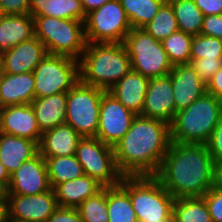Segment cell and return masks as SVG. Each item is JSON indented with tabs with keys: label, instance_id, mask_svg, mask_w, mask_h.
Masks as SVG:
<instances>
[{
	"label": "cell",
	"instance_id": "6da1fadb",
	"mask_svg": "<svg viewBox=\"0 0 222 222\" xmlns=\"http://www.w3.org/2000/svg\"><path fill=\"white\" fill-rule=\"evenodd\" d=\"M170 143V124L136 115L127 133L113 146L117 167L124 177L156 176Z\"/></svg>",
	"mask_w": 222,
	"mask_h": 222
},
{
	"label": "cell",
	"instance_id": "7a4b0ae2",
	"mask_svg": "<svg viewBox=\"0 0 222 222\" xmlns=\"http://www.w3.org/2000/svg\"><path fill=\"white\" fill-rule=\"evenodd\" d=\"M215 164L206 144L171 142L155 176L175 199L203 197L214 184Z\"/></svg>",
	"mask_w": 222,
	"mask_h": 222
},
{
	"label": "cell",
	"instance_id": "3957f363",
	"mask_svg": "<svg viewBox=\"0 0 222 222\" xmlns=\"http://www.w3.org/2000/svg\"><path fill=\"white\" fill-rule=\"evenodd\" d=\"M131 70L124 43H87L79 60L80 81L106 91Z\"/></svg>",
	"mask_w": 222,
	"mask_h": 222
},
{
	"label": "cell",
	"instance_id": "277c9868",
	"mask_svg": "<svg viewBox=\"0 0 222 222\" xmlns=\"http://www.w3.org/2000/svg\"><path fill=\"white\" fill-rule=\"evenodd\" d=\"M222 120V100L205 93L179 110L170 124L171 142L206 144Z\"/></svg>",
	"mask_w": 222,
	"mask_h": 222
},
{
	"label": "cell",
	"instance_id": "5b68a950",
	"mask_svg": "<svg viewBox=\"0 0 222 222\" xmlns=\"http://www.w3.org/2000/svg\"><path fill=\"white\" fill-rule=\"evenodd\" d=\"M138 222H172L175 198L155 176L123 177Z\"/></svg>",
	"mask_w": 222,
	"mask_h": 222
},
{
	"label": "cell",
	"instance_id": "8992f818",
	"mask_svg": "<svg viewBox=\"0 0 222 222\" xmlns=\"http://www.w3.org/2000/svg\"><path fill=\"white\" fill-rule=\"evenodd\" d=\"M34 36L45 46L47 54L80 60L87 46L84 21L32 16Z\"/></svg>",
	"mask_w": 222,
	"mask_h": 222
},
{
	"label": "cell",
	"instance_id": "52a82bcc",
	"mask_svg": "<svg viewBox=\"0 0 222 222\" xmlns=\"http://www.w3.org/2000/svg\"><path fill=\"white\" fill-rule=\"evenodd\" d=\"M132 70L148 78L168 75L173 65L169 62L162 42L144 28H133L124 40Z\"/></svg>",
	"mask_w": 222,
	"mask_h": 222
},
{
	"label": "cell",
	"instance_id": "ba28073f",
	"mask_svg": "<svg viewBox=\"0 0 222 222\" xmlns=\"http://www.w3.org/2000/svg\"><path fill=\"white\" fill-rule=\"evenodd\" d=\"M106 90L83 84L80 80L67 92L65 123L82 137H96L103 93Z\"/></svg>",
	"mask_w": 222,
	"mask_h": 222
},
{
	"label": "cell",
	"instance_id": "9c48e42d",
	"mask_svg": "<svg viewBox=\"0 0 222 222\" xmlns=\"http://www.w3.org/2000/svg\"><path fill=\"white\" fill-rule=\"evenodd\" d=\"M35 98L67 93L80 80L79 60L47 54L33 71Z\"/></svg>",
	"mask_w": 222,
	"mask_h": 222
},
{
	"label": "cell",
	"instance_id": "30bf717a",
	"mask_svg": "<svg viewBox=\"0 0 222 222\" xmlns=\"http://www.w3.org/2000/svg\"><path fill=\"white\" fill-rule=\"evenodd\" d=\"M75 157L82 165L84 174L103 187L120 185L124 176L117 167L113 147L97 137H82L78 141Z\"/></svg>",
	"mask_w": 222,
	"mask_h": 222
},
{
	"label": "cell",
	"instance_id": "8fae6325",
	"mask_svg": "<svg viewBox=\"0 0 222 222\" xmlns=\"http://www.w3.org/2000/svg\"><path fill=\"white\" fill-rule=\"evenodd\" d=\"M84 28L87 43H123L132 29L120 0L86 14Z\"/></svg>",
	"mask_w": 222,
	"mask_h": 222
},
{
	"label": "cell",
	"instance_id": "7c38bea8",
	"mask_svg": "<svg viewBox=\"0 0 222 222\" xmlns=\"http://www.w3.org/2000/svg\"><path fill=\"white\" fill-rule=\"evenodd\" d=\"M136 114L125 108L109 91L102 96L97 138L113 147L127 133Z\"/></svg>",
	"mask_w": 222,
	"mask_h": 222
},
{
	"label": "cell",
	"instance_id": "4fadbf2b",
	"mask_svg": "<svg viewBox=\"0 0 222 222\" xmlns=\"http://www.w3.org/2000/svg\"><path fill=\"white\" fill-rule=\"evenodd\" d=\"M7 219L47 222L59 207L54 189L38 195H6Z\"/></svg>",
	"mask_w": 222,
	"mask_h": 222
},
{
	"label": "cell",
	"instance_id": "5bb4252c",
	"mask_svg": "<svg viewBox=\"0 0 222 222\" xmlns=\"http://www.w3.org/2000/svg\"><path fill=\"white\" fill-rule=\"evenodd\" d=\"M51 189L45 159L38 152L10 175L6 195H38Z\"/></svg>",
	"mask_w": 222,
	"mask_h": 222
},
{
	"label": "cell",
	"instance_id": "9a60e30c",
	"mask_svg": "<svg viewBox=\"0 0 222 222\" xmlns=\"http://www.w3.org/2000/svg\"><path fill=\"white\" fill-rule=\"evenodd\" d=\"M141 115L172 123L176 113L170 74L150 79Z\"/></svg>",
	"mask_w": 222,
	"mask_h": 222
},
{
	"label": "cell",
	"instance_id": "2e32d148",
	"mask_svg": "<svg viewBox=\"0 0 222 222\" xmlns=\"http://www.w3.org/2000/svg\"><path fill=\"white\" fill-rule=\"evenodd\" d=\"M0 132L40 143L42 132L31 104L0 108Z\"/></svg>",
	"mask_w": 222,
	"mask_h": 222
},
{
	"label": "cell",
	"instance_id": "e0dca14e",
	"mask_svg": "<svg viewBox=\"0 0 222 222\" xmlns=\"http://www.w3.org/2000/svg\"><path fill=\"white\" fill-rule=\"evenodd\" d=\"M46 55L44 44L33 36L0 56L1 72L7 74L33 72Z\"/></svg>",
	"mask_w": 222,
	"mask_h": 222
},
{
	"label": "cell",
	"instance_id": "ac0fdd59",
	"mask_svg": "<svg viewBox=\"0 0 222 222\" xmlns=\"http://www.w3.org/2000/svg\"><path fill=\"white\" fill-rule=\"evenodd\" d=\"M169 74L174 91L175 113L187 108L207 92V85L190 64L174 65Z\"/></svg>",
	"mask_w": 222,
	"mask_h": 222
},
{
	"label": "cell",
	"instance_id": "d6986e66",
	"mask_svg": "<svg viewBox=\"0 0 222 222\" xmlns=\"http://www.w3.org/2000/svg\"><path fill=\"white\" fill-rule=\"evenodd\" d=\"M150 78L131 70L108 91L127 109L141 115Z\"/></svg>",
	"mask_w": 222,
	"mask_h": 222
},
{
	"label": "cell",
	"instance_id": "ffe728a7",
	"mask_svg": "<svg viewBox=\"0 0 222 222\" xmlns=\"http://www.w3.org/2000/svg\"><path fill=\"white\" fill-rule=\"evenodd\" d=\"M81 138L70 125H58L42 133L38 145L39 153L43 158L73 156Z\"/></svg>",
	"mask_w": 222,
	"mask_h": 222
},
{
	"label": "cell",
	"instance_id": "44dd1931",
	"mask_svg": "<svg viewBox=\"0 0 222 222\" xmlns=\"http://www.w3.org/2000/svg\"><path fill=\"white\" fill-rule=\"evenodd\" d=\"M33 72L21 74L1 73L0 108L5 106L31 104L35 99Z\"/></svg>",
	"mask_w": 222,
	"mask_h": 222
},
{
	"label": "cell",
	"instance_id": "7402d4cb",
	"mask_svg": "<svg viewBox=\"0 0 222 222\" xmlns=\"http://www.w3.org/2000/svg\"><path fill=\"white\" fill-rule=\"evenodd\" d=\"M38 152L36 142L0 132V161L10 175Z\"/></svg>",
	"mask_w": 222,
	"mask_h": 222
},
{
	"label": "cell",
	"instance_id": "603a6c76",
	"mask_svg": "<svg viewBox=\"0 0 222 222\" xmlns=\"http://www.w3.org/2000/svg\"><path fill=\"white\" fill-rule=\"evenodd\" d=\"M104 187L88 175L58 184L54 188L58 206L77 208Z\"/></svg>",
	"mask_w": 222,
	"mask_h": 222
},
{
	"label": "cell",
	"instance_id": "cb8c5ba5",
	"mask_svg": "<svg viewBox=\"0 0 222 222\" xmlns=\"http://www.w3.org/2000/svg\"><path fill=\"white\" fill-rule=\"evenodd\" d=\"M33 36L34 20L31 14L0 16V56Z\"/></svg>",
	"mask_w": 222,
	"mask_h": 222
},
{
	"label": "cell",
	"instance_id": "d4e9b609",
	"mask_svg": "<svg viewBox=\"0 0 222 222\" xmlns=\"http://www.w3.org/2000/svg\"><path fill=\"white\" fill-rule=\"evenodd\" d=\"M42 133L65 124L67 93L35 98L31 102Z\"/></svg>",
	"mask_w": 222,
	"mask_h": 222
},
{
	"label": "cell",
	"instance_id": "484cf974",
	"mask_svg": "<svg viewBox=\"0 0 222 222\" xmlns=\"http://www.w3.org/2000/svg\"><path fill=\"white\" fill-rule=\"evenodd\" d=\"M174 11L179 31L192 36L201 34L204 15L193 0H167Z\"/></svg>",
	"mask_w": 222,
	"mask_h": 222
},
{
	"label": "cell",
	"instance_id": "4316f807",
	"mask_svg": "<svg viewBox=\"0 0 222 222\" xmlns=\"http://www.w3.org/2000/svg\"><path fill=\"white\" fill-rule=\"evenodd\" d=\"M109 222H138L129 193L121 186L107 187Z\"/></svg>",
	"mask_w": 222,
	"mask_h": 222
},
{
	"label": "cell",
	"instance_id": "83f0119b",
	"mask_svg": "<svg viewBox=\"0 0 222 222\" xmlns=\"http://www.w3.org/2000/svg\"><path fill=\"white\" fill-rule=\"evenodd\" d=\"M44 159L46 161L49 183L52 189L62 182L84 175L83 167L75 155Z\"/></svg>",
	"mask_w": 222,
	"mask_h": 222
},
{
	"label": "cell",
	"instance_id": "f1b7e54d",
	"mask_svg": "<svg viewBox=\"0 0 222 222\" xmlns=\"http://www.w3.org/2000/svg\"><path fill=\"white\" fill-rule=\"evenodd\" d=\"M172 222H212L203 197L179 198L173 204Z\"/></svg>",
	"mask_w": 222,
	"mask_h": 222
},
{
	"label": "cell",
	"instance_id": "f546056e",
	"mask_svg": "<svg viewBox=\"0 0 222 222\" xmlns=\"http://www.w3.org/2000/svg\"><path fill=\"white\" fill-rule=\"evenodd\" d=\"M166 0H120L131 28H144Z\"/></svg>",
	"mask_w": 222,
	"mask_h": 222
},
{
	"label": "cell",
	"instance_id": "4dcf8cb0",
	"mask_svg": "<svg viewBox=\"0 0 222 222\" xmlns=\"http://www.w3.org/2000/svg\"><path fill=\"white\" fill-rule=\"evenodd\" d=\"M192 35L182 31L172 33L162 41L169 62L174 65L190 64Z\"/></svg>",
	"mask_w": 222,
	"mask_h": 222
},
{
	"label": "cell",
	"instance_id": "1f68e13d",
	"mask_svg": "<svg viewBox=\"0 0 222 222\" xmlns=\"http://www.w3.org/2000/svg\"><path fill=\"white\" fill-rule=\"evenodd\" d=\"M144 29L158 41L179 30L171 4L166 0Z\"/></svg>",
	"mask_w": 222,
	"mask_h": 222
},
{
	"label": "cell",
	"instance_id": "d6a6232c",
	"mask_svg": "<svg viewBox=\"0 0 222 222\" xmlns=\"http://www.w3.org/2000/svg\"><path fill=\"white\" fill-rule=\"evenodd\" d=\"M83 222H109L107 208V187L88 198L77 207Z\"/></svg>",
	"mask_w": 222,
	"mask_h": 222
},
{
	"label": "cell",
	"instance_id": "836d02e7",
	"mask_svg": "<svg viewBox=\"0 0 222 222\" xmlns=\"http://www.w3.org/2000/svg\"><path fill=\"white\" fill-rule=\"evenodd\" d=\"M45 16L80 21H85L86 18L81 0H49Z\"/></svg>",
	"mask_w": 222,
	"mask_h": 222
},
{
	"label": "cell",
	"instance_id": "e575fe53",
	"mask_svg": "<svg viewBox=\"0 0 222 222\" xmlns=\"http://www.w3.org/2000/svg\"><path fill=\"white\" fill-rule=\"evenodd\" d=\"M201 58L222 59V40L202 34L194 36L191 44V60Z\"/></svg>",
	"mask_w": 222,
	"mask_h": 222
},
{
	"label": "cell",
	"instance_id": "d590c367",
	"mask_svg": "<svg viewBox=\"0 0 222 222\" xmlns=\"http://www.w3.org/2000/svg\"><path fill=\"white\" fill-rule=\"evenodd\" d=\"M190 65L199 78L207 85L216 71L222 67V59H194L190 60Z\"/></svg>",
	"mask_w": 222,
	"mask_h": 222
},
{
	"label": "cell",
	"instance_id": "8d00e7d4",
	"mask_svg": "<svg viewBox=\"0 0 222 222\" xmlns=\"http://www.w3.org/2000/svg\"><path fill=\"white\" fill-rule=\"evenodd\" d=\"M206 146L213 158L215 167L222 166V120L213 129Z\"/></svg>",
	"mask_w": 222,
	"mask_h": 222
},
{
	"label": "cell",
	"instance_id": "74e56055",
	"mask_svg": "<svg viewBox=\"0 0 222 222\" xmlns=\"http://www.w3.org/2000/svg\"><path fill=\"white\" fill-rule=\"evenodd\" d=\"M212 222H222V192L214 186L203 196Z\"/></svg>",
	"mask_w": 222,
	"mask_h": 222
},
{
	"label": "cell",
	"instance_id": "f35d334b",
	"mask_svg": "<svg viewBox=\"0 0 222 222\" xmlns=\"http://www.w3.org/2000/svg\"><path fill=\"white\" fill-rule=\"evenodd\" d=\"M1 15L30 14V0H0Z\"/></svg>",
	"mask_w": 222,
	"mask_h": 222
},
{
	"label": "cell",
	"instance_id": "ab89813d",
	"mask_svg": "<svg viewBox=\"0 0 222 222\" xmlns=\"http://www.w3.org/2000/svg\"><path fill=\"white\" fill-rule=\"evenodd\" d=\"M201 34L222 40V14L204 16Z\"/></svg>",
	"mask_w": 222,
	"mask_h": 222
},
{
	"label": "cell",
	"instance_id": "60d3db41",
	"mask_svg": "<svg viewBox=\"0 0 222 222\" xmlns=\"http://www.w3.org/2000/svg\"><path fill=\"white\" fill-rule=\"evenodd\" d=\"M47 222H83L77 208L58 207Z\"/></svg>",
	"mask_w": 222,
	"mask_h": 222
},
{
	"label": "cell",
	"instance_id": "b9f144b4",
	"mask_svg": "<svg viewBox=\"0 0 222 222\" xmlns=\"http://www.w3.org/2000/svg\"><path fill=\"white\" fill-rule=\"evenodd\" d=\"M204 16L222 14V0H193Z\"/></svg>",
	"mask_w": 222,
	"mask_h": 222
},
{
	"label": "cell",
	"instance_id": "7bdbcfd3",
	"mask_svg": "<svg viewBox=\"0 0 222 222\" xmlns=\"http://www.w3.org/2000/svg\"><path fill=\"white\" fill-rule=\"evenodd\" d=\"M207 93L222 100V67L216 71L207 84Z\"/></svg>",
	"mask_w": 222,
	"mask_h": 222
},
{
	"label": "cell",
	"instance_id": "ee69618b",
	"mask_svg": "<svg viewBox=\"0 0 222 222\" xmlns=\"http://www.w3.org/2000/svg\"><path fill=\"white\" fill-rule=\"evenodd\" d=\"M49 0H30V14L32 16H45L46 3Z\"/></svg>",
	"mask_w": 222,
	"mask_h": 222
},
{
	"label": "cell",
	"instance_id": "f6af8a7d",
	"mask_svg": "<svg viewBox=\"0 0 222 222\" xmlns=\"http://www.w3.org/2000/svg\"><path fill=\"white\" fill-rule=\"evenodd\" d=\"M110 1L112 0H81L85 14H88L89 12L100 8L102 5Z\"/></svg>",
	"mask_w": 222,
	"mask_h": 222
},
{
	"label": "cell",
	"instance_id": "bcb514c9",
	"mask_svg": "<svg viewBox=\"0 0 222 222\" xmlns=\"http://www.w3.org/2000/svg\"><path fill=\"white\" fill-rule=\"evenodd\" d=\"M10 183V174L0 161V187L6 192Z\"/></svg>",
	"mask_w": 222,
	"mask_h": 222
},
{
	"label": "cell",
	"instance_id": "7dc6e473",
	"mask_svg": "<svg viewBox=\"0 0 222 222\" xmlns=\"http://www.w3.org/2000/svg\"><path fill=\"white\" fill-rule=\"evenodd\" d=\"M213 186L222 192V166L215 167Z\"/></svg>",
	"mask_w": 222,
	"mask_h": 222
},
{
	"label": "cell",
	"instance_id": "c3c4849f",
	"mask_svg": "<svg viewBox=\"0 0 222 222\" xmlns=\"http://www.w3.org/2000/svg\"><path fill=\"white\" fill-rule=\"evenodd\" d=\"M6 219H7L6 196H0V222H6Z\"/></svg>",
	"mask_w": 222,
	"mask_h": 222
},
{
	"label": "cell",
	"instance_id": "681fc988",
	"mask_svg": "<svg viewBox=\"0 0 222 222\" xmlns=\"http://www.w3.org/2000/svg\"><path fill=\"white\" fill-rule=\"evenodd\" d=\"M6 222H28V221H20V220H14V219H6Z\"/></svg>",
	"mask_w": 222,
	"mask_h": 222
},
{
	"label": "cell",
	"instance_id": "f907efd6",
	"mask_svg": "<svg viewBox=\"0 0 222 222\" xmlns=\"http://www.w3.org/2000/svg\"><path fill=\"white\" fill-rule=\"evenodd\" d=\"M0 196H6L5 191L0 187Z\"/></svg>",
	"mask_w": 222,
	"mask_h": 222
}]
</instances>
